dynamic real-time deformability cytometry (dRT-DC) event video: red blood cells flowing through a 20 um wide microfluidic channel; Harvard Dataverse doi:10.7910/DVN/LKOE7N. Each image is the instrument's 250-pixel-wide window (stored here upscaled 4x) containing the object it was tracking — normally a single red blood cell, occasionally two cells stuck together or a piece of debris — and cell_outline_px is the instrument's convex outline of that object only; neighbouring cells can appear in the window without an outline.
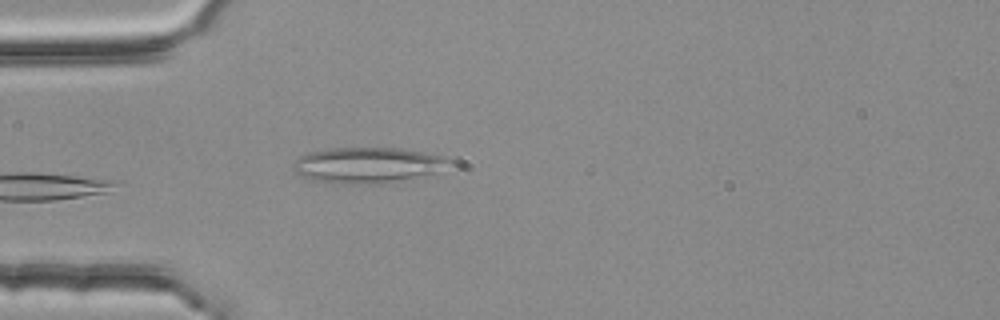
{"species": "common noctule bat (a hibernating species)", "species_latin": "Nyctalus noctula", "temperature_condition": "room temperature", "stored_images_in_passage": 3, "camera_frame_rate_fps": 3000, "um_per_image_px": 0.085, "animal": {"sex": "female", "body_mass_g": 25.1}, "frame": {"image": 1, "passage_image": 3, "time_ms": 0.667, "image_size_px": [1000, 320], "cell_outline_px": [[456, 160], [436, 172], [412, 180], [392, 184], [340, 184], [312, 180], [300, 176], [292, 168], [292, 164], [300, 156], [308, 152], [332, 148], [400, 148], [444, 156]], "centroid_in_image_um": [31.28, 14.06], "position_along_channel_um": 53.7, "area_um2": 33.23}}